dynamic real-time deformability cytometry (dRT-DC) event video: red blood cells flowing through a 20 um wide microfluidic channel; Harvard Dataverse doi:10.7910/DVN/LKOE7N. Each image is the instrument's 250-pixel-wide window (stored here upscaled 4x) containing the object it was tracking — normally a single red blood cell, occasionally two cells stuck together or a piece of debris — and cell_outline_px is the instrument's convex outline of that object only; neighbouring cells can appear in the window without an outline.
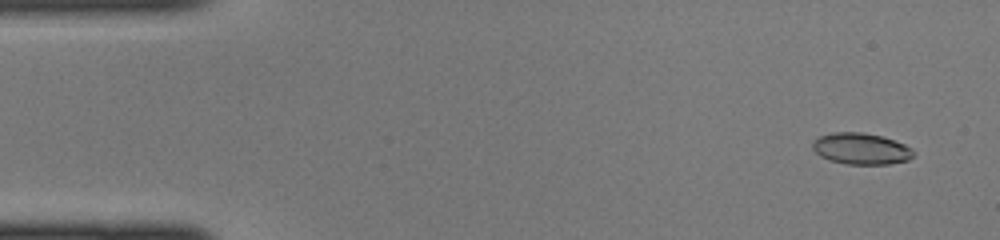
{"species": "common noctule bat (a hibernating species)", "species_latin": "Nyctalus noctula", "temperature_condition": "cold", "stored_images_in_passage": 44, "camera_frame_rate_fps": 3000, "um_per_image_px": 0.085, "animal": {"sex": "female", "body_mass_g": 22.0, "forearm_length_mm": 56.7}, "frame": {"image": 1, "passage_image": 3, "time_ms": 0.667, "image_size_px": [1000, 240], "cell_outline_px": [[912, 156], [908, 160], [888, 164], [848, 164], [828, 160], [820, 156], [812, 148], [812, 144], [820, 136], [836, 132], [864, 132], [880, 136], [904, 144], [912, 148]], "centroid_in_image_um": [73.17, 12.64], "position_along_channel_um": 11.8, "area_um2": 18.21}}
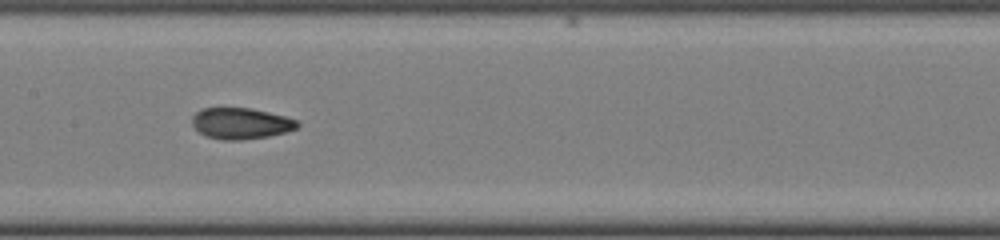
{"frame": {"image": 2, "passage_image": 22, "time_ms": 7.0, "image_size_px": [1000, 240], "cell_outline_px": [[300, 124], [296, 128], [288, 132], [268, 136], [240, 140], [224, 140], [208, 136], [200, 132], [192, 124], [192, 116], [200, 108], [252, 108], [284, 116], [296, 120]], "centroid_in_image_um": [20.47, 10.48], "position_along_channel_um": 186.9, "area_um2": 19.02}}
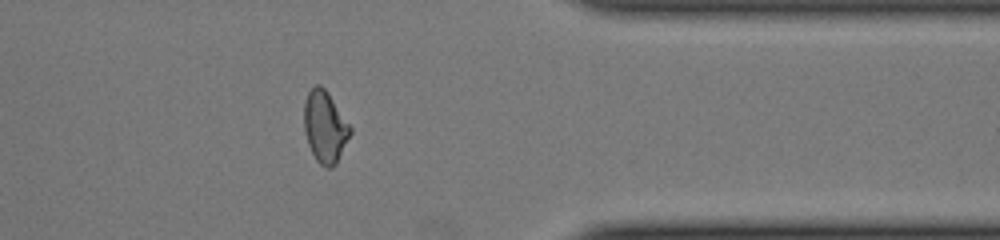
{"frame": {"image": 3, "passage_image": 36, "time_ms": 11.667, "image_size_px": [1000, 240], "cell_outline_px": [[352, 132], [336, 164], [332, 168], [324, 168], [316, 160], [308, 144], [304, 132], [304, 100], [308, 92], [316, 84], [320, 84], [328, 92], [352, 128]], "centroid_in_image_um": [27.62, 10.79], "position_along_channel_um": 383.8, "area_um2": 19.42}}